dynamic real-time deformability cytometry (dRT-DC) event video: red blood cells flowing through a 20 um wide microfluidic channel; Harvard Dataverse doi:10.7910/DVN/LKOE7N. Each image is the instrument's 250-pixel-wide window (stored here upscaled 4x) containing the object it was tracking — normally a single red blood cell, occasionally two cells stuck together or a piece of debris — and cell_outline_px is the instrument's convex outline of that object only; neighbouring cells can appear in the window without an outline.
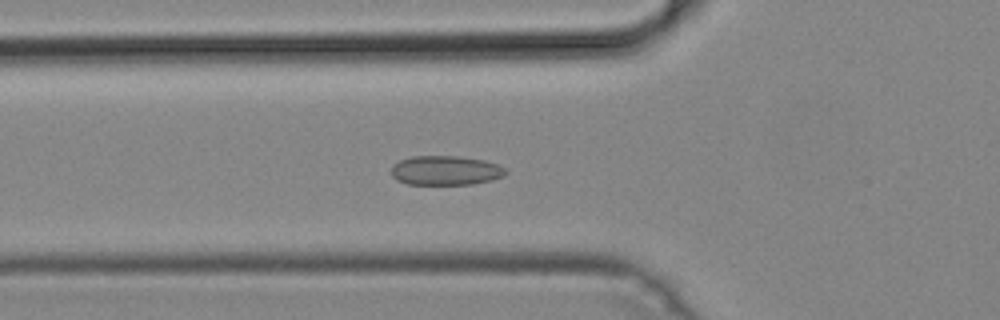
{"species": "common noctule bat (a hibernating species)", "species_latin": "Nyctalus noctula", "temperature_condition": "cold", "stored_images_in_passage": 50, "camera_frame_rate_fps": 3000, "um_per_image_px": 0.085, "animal": {"sex": "male", "body_mass_g": 19.2, "forearm_length_mm": 51.8}, "frame": {"image": 1, "passage_image": 18, "time_ms": 5.667, "image_size_px": [1000, 320], "cell_outline_px": [[508, 172], [504, 176], [492, 180], [472, 184], [408, 184], [396, 180], [392, 176], [392, 164], [400, 160], [412, 156], [460, 156], [484, 160], [496, 164], [504, 168]], "centroid_in_image_um": [37.87, 14.48], "position_along_channel_um": 87.9, "area_um2": 19.65}}
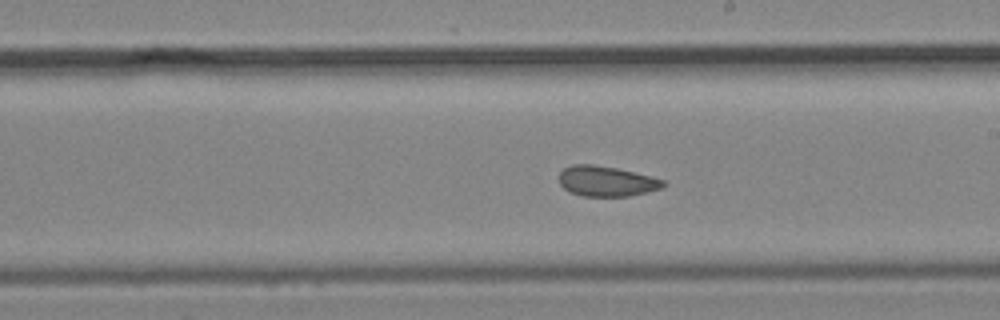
{"frame": {"image": 2, "passage_image": 29, "time_ms": 9.333, "image_size_px": [1000, 320], "cell_outline_px": [[664, 184], [660, 188], [648, 192], [628, 196], [580, 196], [568, 192], [560, 184], [560, 172], [564, 168], [572, 164], [592, 164], [616, 168], [652, 176], [664, 180]], "centroid_in_image_um": [51.52, 15.4], "position_along_channel_um": 237.5, "area_um2": 18.38}}
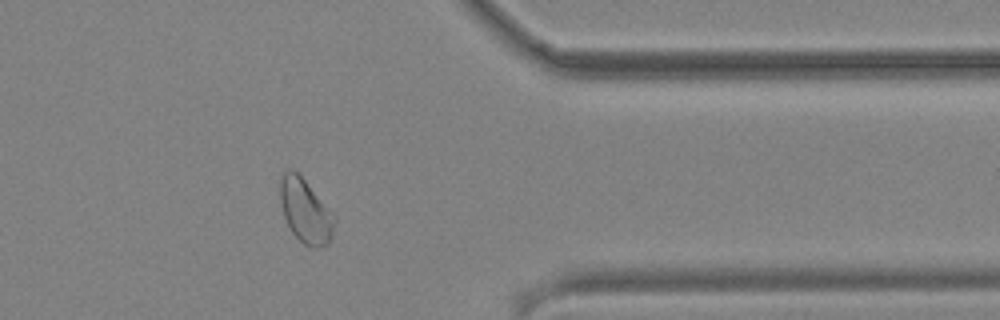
{"frame": {"image": 3, "passage_image": 41, "time_ms": 13.333, "image_size_px": [1000, 320], "cell_outline_px": [[336, 220], [332, 236], [328, 244], [316, 248], [312, 248], [304, 244], [292, 232], [284, 216], [280, 200], [280, 180], [284, 172], [288, 168], [292, 168], [304, 180], [336, 216]], "centroid_in_image_um": [25.97, 17.95], "position_along_channel_um": 385.4, "area_um2": 20.11}}